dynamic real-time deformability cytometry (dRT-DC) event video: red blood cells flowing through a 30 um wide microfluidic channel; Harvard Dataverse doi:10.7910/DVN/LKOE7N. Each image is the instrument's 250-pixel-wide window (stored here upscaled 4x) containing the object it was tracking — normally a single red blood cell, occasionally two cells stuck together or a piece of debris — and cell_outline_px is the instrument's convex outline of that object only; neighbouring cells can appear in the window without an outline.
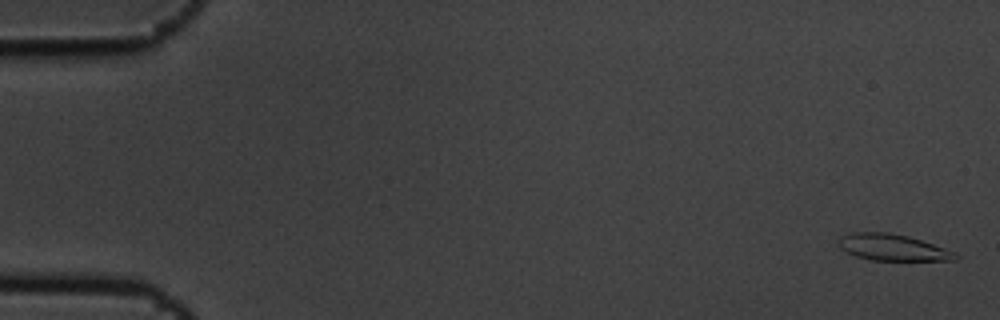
{"species": "common noctule bat (a hibernating species)", "species_latin": "Nyctalus noctula", "temperature_condition": "cold", "stored_images_in_passage": 5, "camera_frame_rate_fps": 3000, "um_per_image_px": 0.085, "animal": {"sex": "male", "body_mass_g": 19.5, "forearm_length_mm": 54.6}, "frame": {"image": 1, "passage_image": 1, "time_ms": 0.0, "image_size_px": [1000, 320], "cell_outline_px": [[960, 256], [956, 260], [872, 260], [856, 256], [840, 248], [836, 244], [840, 236], [852, 232], [888, 232], [908, 236], [956, 252]], "centroid_in_image_um": [75.84, 21.02], "position_along_channel_um": 9.2, "area_um2": 17.98}}